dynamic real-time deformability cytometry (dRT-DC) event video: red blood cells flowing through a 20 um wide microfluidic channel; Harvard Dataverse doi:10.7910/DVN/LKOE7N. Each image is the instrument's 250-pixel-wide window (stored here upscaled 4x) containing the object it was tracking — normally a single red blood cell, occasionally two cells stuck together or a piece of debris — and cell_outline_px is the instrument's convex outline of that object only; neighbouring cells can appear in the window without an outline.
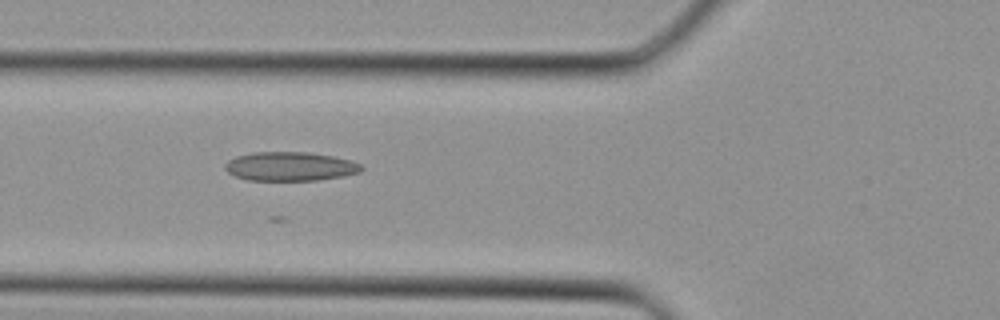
{"species": "Egyptian fruit bat (a non-hibernating species)", "species_latin": "Rousettus aegyptiacus", "temperature_condition": "cold", "stored_images_in_passage": 22, "camera_frame_rate_fps": 3000, "um_per_image_px": 0.085, "animal": {"sex": "female"}, "frame": {"image": 1, "passage_image": 13, "time_ms": 4.0, "image_size_px": [1000, 320], "cell_outline_px": [[364, 168], [360, 172], [344, 176], [316, 180], [248, 180], [236, 176], [228, 172], [224, 168], [224, 164], [228, 160], [236, 156], [252, 152], [308, 152], [332, 156], [348, 160], [360, 164]], "centroid_in_image_um": [24.64, 14.14], "position_along_channel_um": 101.2, "area_um2": 22.95}}
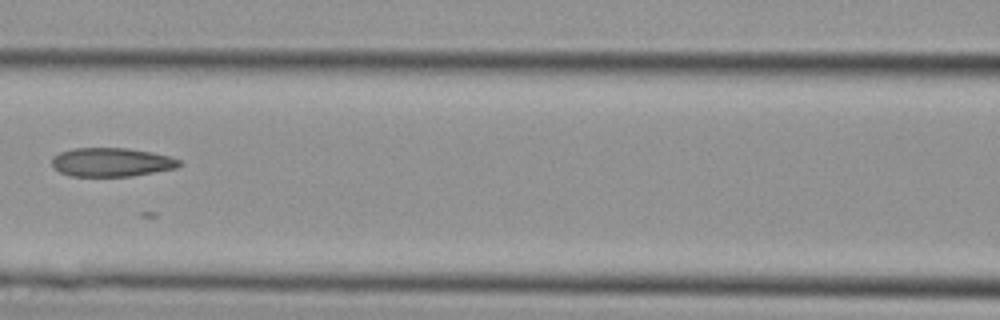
{"frame": {"image": 2, "passage_image": 16, "time_ms": 5.0, "image_size_px": [1000, 320], "cell_outline_px": [[184, 164], [176, 168], [132, 176], [68, 176], [52, 168], [52, 156], [60, 152], [72, 148], [128, 148], [152, 152], [168, 156], [180, 160]], "centroid_in_image_um": [9.46, 13.78], "position_along_channel_um": 157.1, "area_um2": 21.56}}
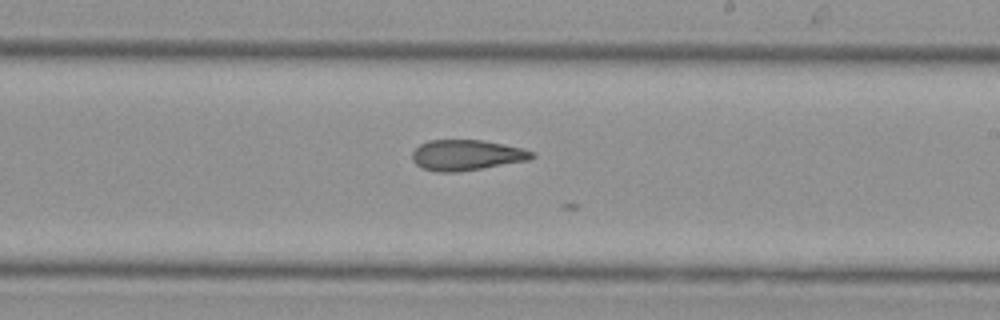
{"frame": {"image": 3, "passage_image": 21, "time_ms": 6.667, "image_size_px": [1000, 320], "cell_outline_px": [[536, 156], [528, 160], [484, 168], [460, 172], [436, 172], [420, 168], [412, 160], [412, 152], [420, 144], [428, 140], [480, 140], [504, 144], [520, 148], [532, 152]], "centroid_in_image_um": [39.61, 13.19], "position_along_channel_um": 249.4, "area_um2": 21.39}}